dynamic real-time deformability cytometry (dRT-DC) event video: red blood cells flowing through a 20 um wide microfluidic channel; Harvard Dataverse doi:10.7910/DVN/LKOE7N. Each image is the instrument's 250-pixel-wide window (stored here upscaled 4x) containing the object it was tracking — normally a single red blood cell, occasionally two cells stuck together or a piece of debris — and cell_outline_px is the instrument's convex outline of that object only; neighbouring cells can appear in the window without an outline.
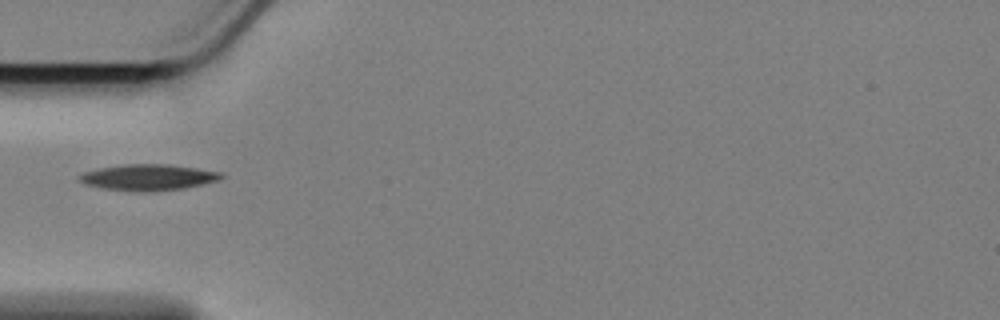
{"species": "Egyptian fruit bat (a non-hibernating species)", "species_latin": "Rousettus aegyptiacus", "temperature_condition": "cold", "stored_images_in_passage": 41, "camera_frame_rate_fps": 3000, "um_per_image_px": 0.085, "animal": {"sex": "female"}, "frame": {"image": 1, "passage_image": 1, "time_ms": 0.0, "image_size_px": [1000, 320], "cell_outline_px": [[224, 176], [220, 180], [184, 188], [104, 188], [88, 184], [80, 180], [80, 176], [84, 172], [96, 168], [124, 164], [168, 164], [196, 168], [220, 172]], "centroid_in_image_um": [12.65, 15.0], "position_along_channel_um": 72.3, "area_um2": 20.11}}
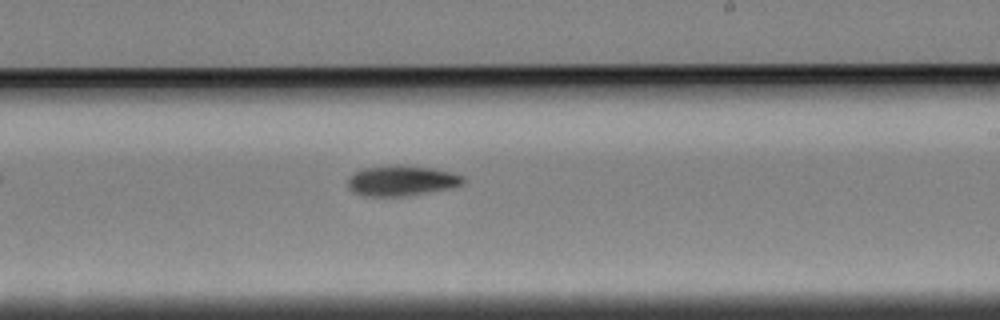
{"frame": {"image": 2, "passage_image": 17, "time_ms": 5.333, "image_size_px": [1000, 320], "cell_outline_px": [[464, 184], [448, 188], [400, 196], [364, 196], [352, 192], [348, 188], [348, 176], [352, 172], [364, 168], [396, 164], [404, 164], [432, 168], [464, 176]], "centroid_in_image_um": [34.05, 15.33], "position_along_channel_um": 254.9, "area_um2": 20.4}}
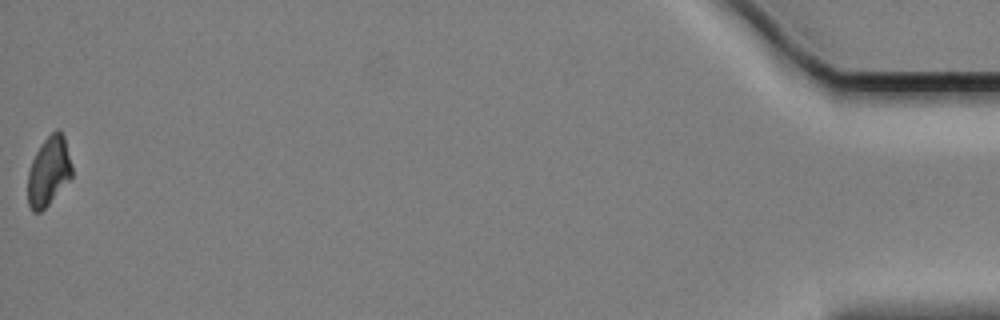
{"frame": {"image": 3, "passage_image": 41, "time_ms": 13.333, "image_size_px": [1000, 320], "cell_outline_px": [[72, 176], [48, 204], [40, 212], [32, 212], [28, 204], [28, 172], [32, 160], [40, 144], [56, 128], [60, 128], [64, 136], [72, 164]], "centroid_in_image_um": [4.14, 14.53], "position_along_channel_um": 431.1, "area_um2": 17.74}}